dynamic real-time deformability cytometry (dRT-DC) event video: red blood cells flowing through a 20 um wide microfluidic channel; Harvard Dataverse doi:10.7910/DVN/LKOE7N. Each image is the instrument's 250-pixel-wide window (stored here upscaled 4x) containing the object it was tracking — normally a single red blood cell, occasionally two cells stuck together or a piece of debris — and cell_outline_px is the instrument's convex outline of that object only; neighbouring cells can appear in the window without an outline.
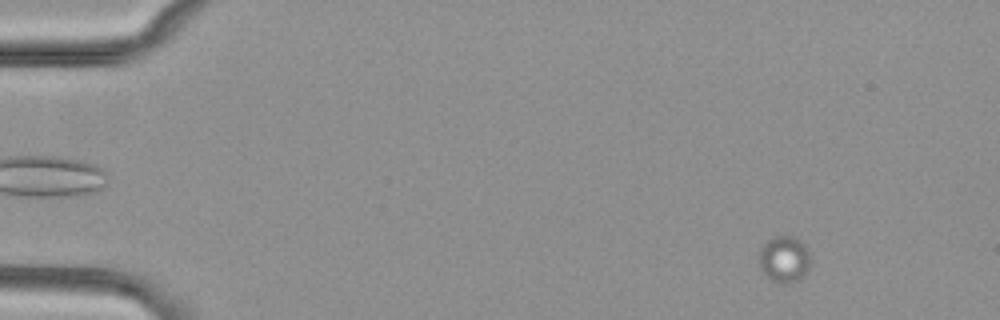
{"species": "common noctule bat (a hibernating species)", "species_latin": "Nyctalus noctula", "temperature_condition": "cold", "stored_images_in_passage": 17, "segment_of_instrument_passage": [1, 2], "camera_frame_rate_fps": 3000, "um_per_image_px": 0.085, "animal": {"sex": "female", "body_mass_g": 29.2, "forearm_length_mm": 56.3}, "frame": {"image": 1, "passage_image": 6, "time_ms": 1.667, "image_size_px": [1000, 320], "cell_outline_px": [[812, 264], [796, 280], [788, 284], [780, 284], [772, 280], [760, 268], [760, 248], [772, 236], [792, 236], [800, 240], [804, 244], [808, 252]], "centroid_in_image_um": [66.66, 22.01], "position_along_channel_um": 18.3, "area_um2": 13.76}}